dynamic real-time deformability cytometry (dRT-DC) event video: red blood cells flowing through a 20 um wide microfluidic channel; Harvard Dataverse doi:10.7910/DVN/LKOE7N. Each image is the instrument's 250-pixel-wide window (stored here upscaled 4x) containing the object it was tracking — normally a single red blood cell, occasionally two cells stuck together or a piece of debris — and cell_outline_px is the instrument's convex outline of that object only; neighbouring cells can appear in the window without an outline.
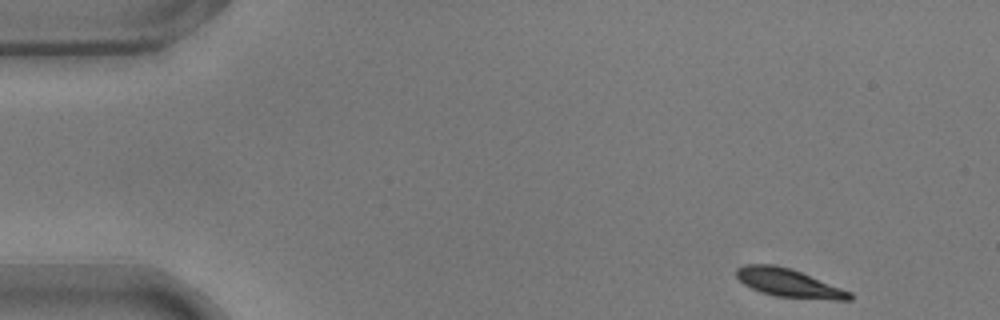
{"species": "common noctule bat (a hibernating species)", "species_latin": "Nyctalus noctula", "temperature_condition": "warm", "stored_images_in_passage": 50, "camera_frame_rate_fps": 3000, "um_per_image_px": 0.085, "animal": {"sex": "male", "body_mass_g": 17.9}, "frame": {"image": 1, "passage_image": 1, "time_ms": 0.0, "image_size_px": [1000, 320], "cell_outline_px": [[852, 300], [832, 300], [772, 296], [760, 292], [744, 284], [736, 276], [736, 268], [744, 264], [776, 264], [792, 268], [852, 292]], "centroid_in_image_um": [67.04, 24.05], "position_along_channel_um": 18.0, "area_um2": 18.96}}
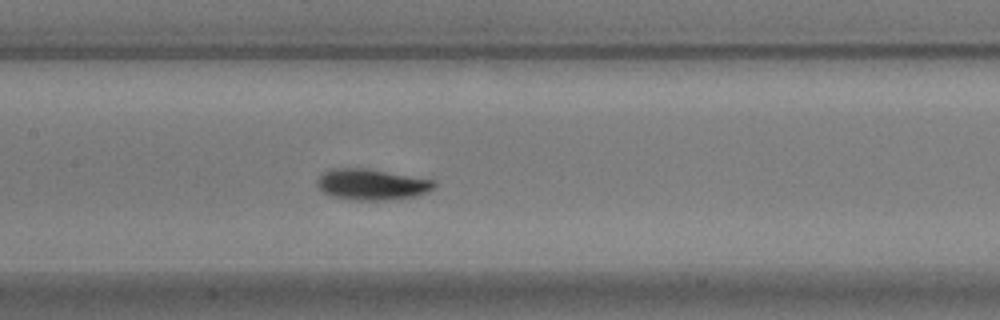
{"frame": {"image": 2, "passage_image": 22, "time_ms": 7.0, "image_size_px": [1000, 320], "cell_outline_px": [[436, 184], [428, 192], [416, 196], [384, 200], [348, 200], [328, 196], [316, 184], [316, 180], [324, 172], [336, 168], [368, 168], [436, 180]], "centroid_in_image_um": [31.59, 15.68], "position_along_channel_um": 175.8, "area_um2": 21.33}}
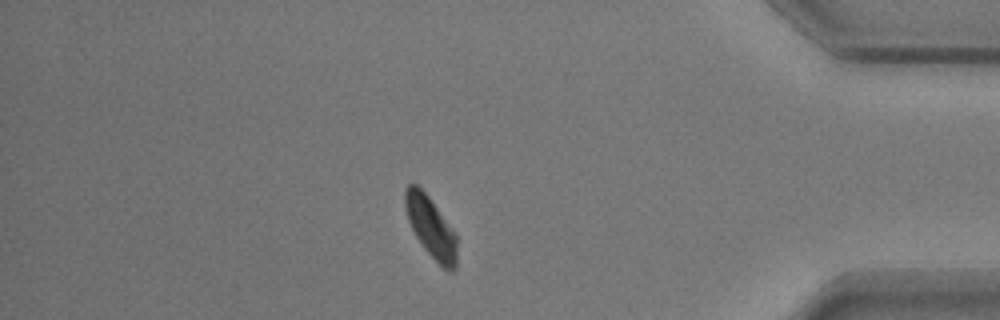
{"frame": {"image": 3, "passage_image": 43, "time_ms": 14.0, "image_size_px": [1000, 320], "cell_outline_px": [[456, 268], [452, 272], [444, 268], [424, 248], [416, 236], [408, 220], [404, 208], [404, 188], [408, 184], [416, 184], [428, 196], [456, 232]], "centroid_in_image_um": [36.61, 19.28], "position_along_channel_um": 398.6, "area_um2": 18.26}, "authors_computed_cell_mechanics": {"area_um2": 19.1896, "velocity_mm_per_s": 3.6793, "shape_relaxation_time_tau1_ms": 1.42, "shape_relaxation_time_tau2_ms": null, "deformation_change_tau1": 0.1155, "deformation_change_tau2": null}}